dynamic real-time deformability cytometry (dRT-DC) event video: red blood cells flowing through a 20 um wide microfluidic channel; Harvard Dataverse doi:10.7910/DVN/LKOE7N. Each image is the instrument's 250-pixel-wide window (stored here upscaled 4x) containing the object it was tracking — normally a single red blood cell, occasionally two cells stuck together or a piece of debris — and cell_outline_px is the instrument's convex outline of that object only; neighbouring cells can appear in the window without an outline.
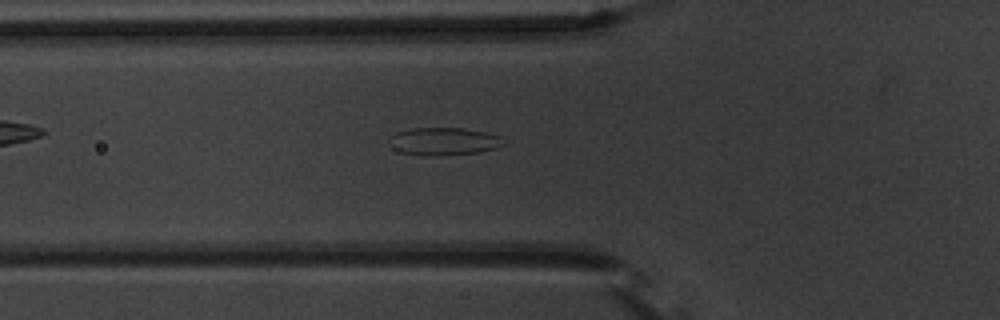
{"species": "common noctule bat (a hibernating species)", "species_latin": "Nyctalus noctula", "temperature_condition": "warm", "stored_images_in_passage": 52, "camera_frame_rate_fps": 3000, "um_per_image_px": 0.085, "animal": {"sex": "male", "body_mass_g": 20.1, "forearm_length_mm": 53.5}, "frame": {"image": 1, "passage_image": 20, "time_ms": 6.333, "image_size_px": [1000, 320], "cell_outline_px": [[508, 144], [496, 148], [480, 152], [440, 156], [424, 156], [400, 152], [392, 148], [392, 136], [396, 132], [412, 128], [464, 128], [484, 132], [500, 136]], "centroid_in_image_um": [37.78, 12.03], "position_along_channel_um": 88.0, "area_um2": 18.55}}
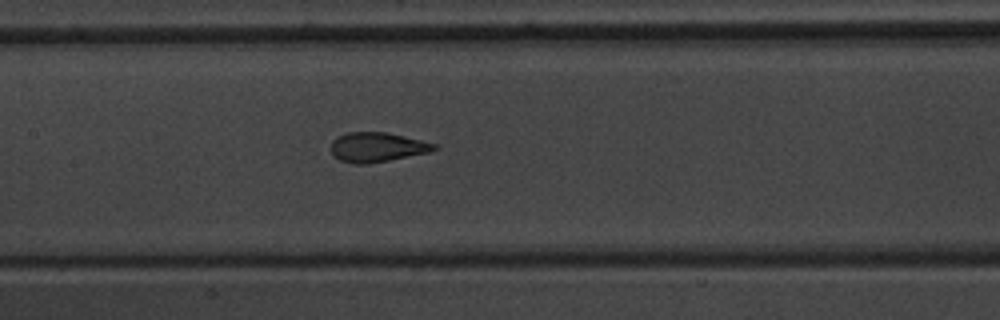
{"frame": {"image": 2, "passage_image": 27, "time_ms": 8.667, "image_size_px": [1000, 320], "cell_outline_px": [[440, 148], [428, 152], [368, 164], [356, 164], [340, 160], [332, 152], [332, 140], [336, 136], [344, 132], [388, 132], [436, 144]], "centroid_in_image_um": [32.04, 12.49], "position_along_channel_um": 175.4, "area_um2": 17.69}}
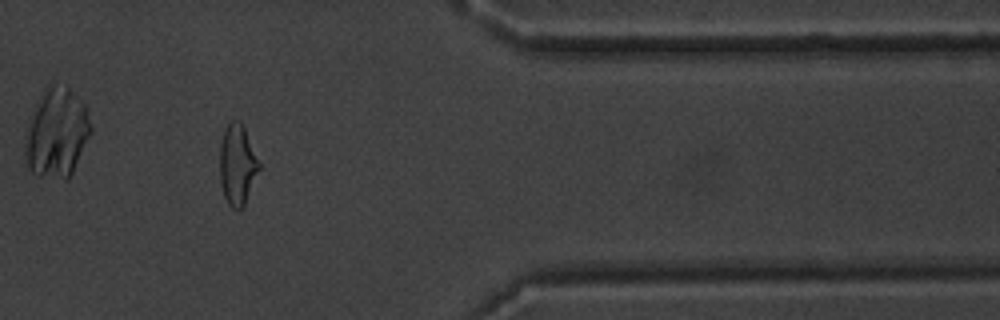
{"frame": {"image": 3, "passage_image": 46, "time_ms": 15.0, "image_size_px": [1000, 320], "cell_outline_px": [[260, 168], [244, 204], [240, 208], [232, 208], [228, 204], [224, 196], [220, 184], [220, 144], [224, 128], [232, 120], [240, 120], [244, 128], [260, 164]], "centroid_in_image_um": [20.15, 13.98], "position_along_channel_um": 391.2, "area_um2": 18.21}}